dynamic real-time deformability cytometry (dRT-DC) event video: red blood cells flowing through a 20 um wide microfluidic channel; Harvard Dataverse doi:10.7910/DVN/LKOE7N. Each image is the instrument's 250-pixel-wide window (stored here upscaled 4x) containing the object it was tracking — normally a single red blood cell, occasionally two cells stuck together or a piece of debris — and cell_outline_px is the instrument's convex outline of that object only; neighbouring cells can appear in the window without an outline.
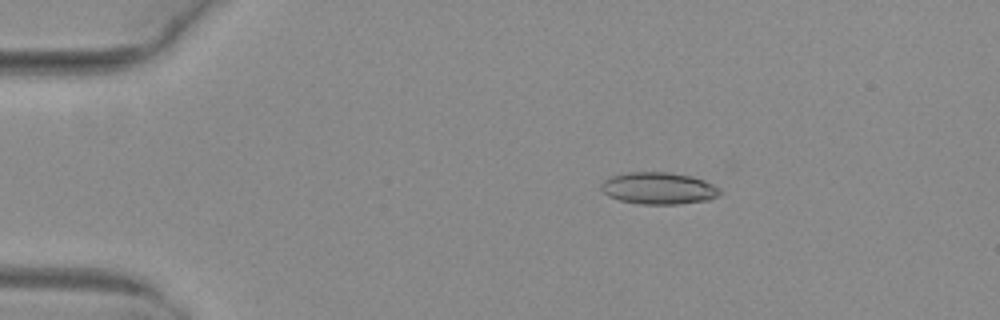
{"species": "common noctule bat (a hibernating species)", "species_latin": "Nyctalus noctula", "temperature_condition": "warm", "stored_images_in_passage": 52, "camera_frame_rate_fps": 3000, "um_per_image_px": 0.085, "animal": {"sex": "female", "body_mass_g": 29.2, "forearm_length_mm": 56.3}, "frame": {"image": 1, "passage_image": 10, "time_ms": 3.0, "image_size_px": [1000, 320], "cell_outline_px": [[720, 192], [716, 196], [708, 200], [676, 204], [640, 204], [620, 200], [608, 196], [600, 188], [600, 184], [604, 180], [612, 176], [628, 172], [668, 172], [692, 176], [704, 180], [720, 188]], "centroid_in_image_um": [55.96, 16.0], "position_along_channel_um": 29.0, "area_um2": 22.02}}
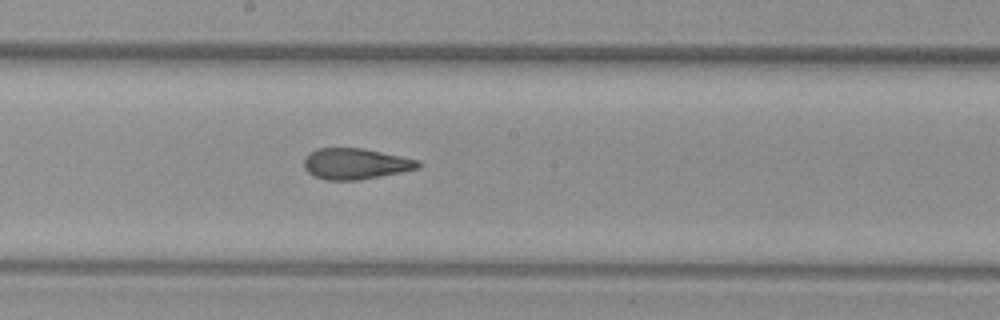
{"frame": {"image": 2, "passage_image": 29, "time_ms": 9.333, "image_size_px": [1000, 320], "cell_outline_px": [[420, 168], [360, 180], [324, 180], [312, 176], [304, 168], [304, 156], [316, 148], [364, 148], [420, 160]], "centroid_in_image_um": [30.19, 13.92], "position_along_channel_um": 218.0, "area_um2": 20.81}}
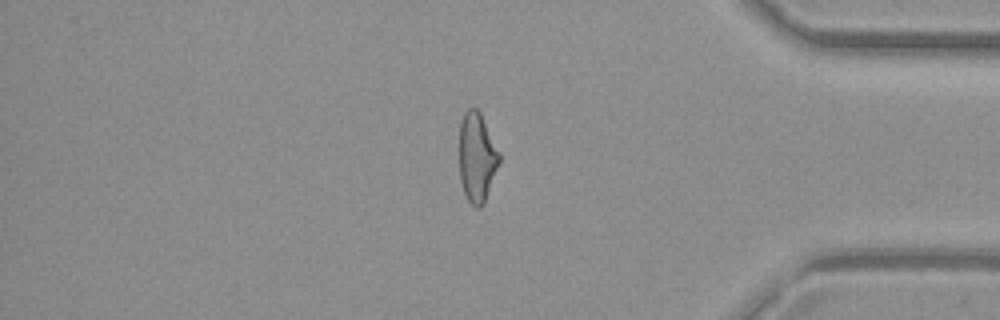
{"frame": {"image": 3, "passage_image": 44, "time_ms": 14.333, "image_size_px": [1000, 320], "cell_outline_px": [[500, 160], [484, 204], [480, 208], [476, 208], [468, 200], [464, 192], [460, 180], [460, 120], [464, 112], [468, 108], [476, 108], [480, 112], [500, 152]], "centroid_in_image_um": [40.54, 13.36], "position_along_channel_um": 394.7, "area_um2": 20.81}, "authors_computed_cell_mechanics": {"area_um2": 21.675, "velocity_mm_per_s": 4.0484, "shape_relaxation_time_tau1_ms": 8.2619, "shape_relaxation_time_tau2_ms": 1.5612, "deformation_change_tau1": 0.2375, "deformation_change_tau2": 0.0919}}